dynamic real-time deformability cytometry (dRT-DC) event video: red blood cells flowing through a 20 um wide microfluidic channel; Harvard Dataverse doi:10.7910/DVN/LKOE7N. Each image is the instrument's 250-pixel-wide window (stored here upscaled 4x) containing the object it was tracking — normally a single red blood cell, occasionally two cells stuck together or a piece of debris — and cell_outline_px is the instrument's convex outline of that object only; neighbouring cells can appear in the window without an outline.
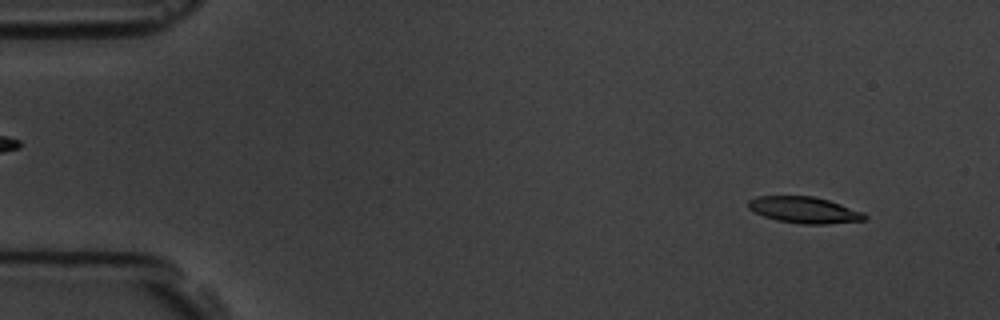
{"species": "common noctule bat (a hibernating species)", "species_latin": "Nyctalus noctula", "temperature_condition": "room temperature", "stored_images_in_passage": 18, "camera_frame_rate_fps": 3000, "um_per_image_px": 0.085, "animal": {"sex": "male", "body_mass_g": 19.5, "forearm_length_mm": 54.6}, "frame": {"image": 1, "passage_image": 5, "time_ms": 1.333, "image_size_px": [1000, 320], "cell_outline_px": [[868, 216], [864, 220], [824, 224], [800, 224], [776, 220], [764, 216], [748, 208], [748, 200], [756, 196], [812, 196], [828, 200], [864, 212]], "centroid_in_image_um": [68.35, 17.84], "position_along_channel_um": 16.6, "area_um2": 17.8}}
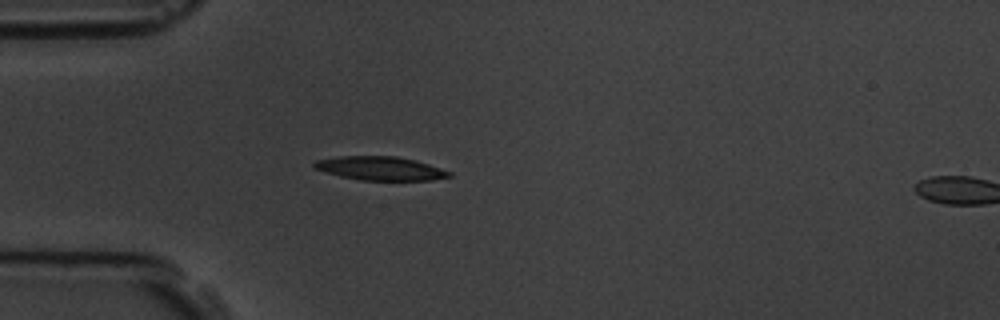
{"frame": {"image": 2, "passage_image": 16, "time_ms": 5.0, "image_size_px": [1000, 320], "cell_outline_px": [[452, 176], [432, 180], [360, 180], [340, 176], [324, 172], [312, 168], [312, 164], [316, 160], [340, 156], [396, 156], [416, 160], [452, 172]], "centroid_in_image_um": [32.3, 14.31], "position_along_channel_um": 52.7, "area_um2": 18.73}}